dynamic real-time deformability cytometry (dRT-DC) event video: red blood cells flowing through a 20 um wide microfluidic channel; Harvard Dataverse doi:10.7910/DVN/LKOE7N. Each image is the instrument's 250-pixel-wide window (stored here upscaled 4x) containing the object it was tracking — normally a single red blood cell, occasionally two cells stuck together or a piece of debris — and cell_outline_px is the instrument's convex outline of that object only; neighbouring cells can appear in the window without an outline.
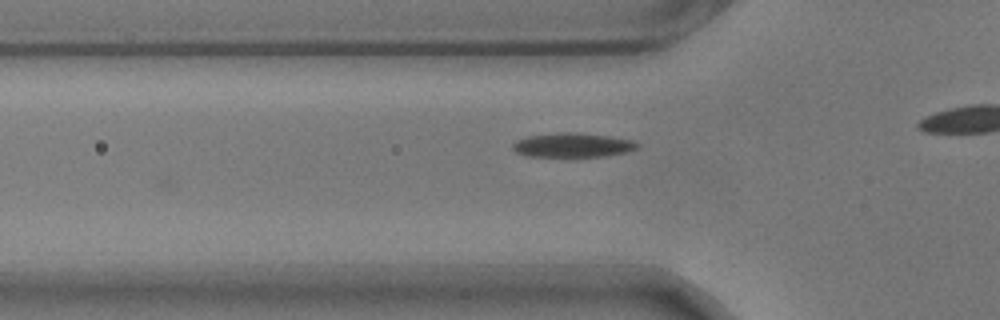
{"species": "common noctule bat (a hibernating species)", "species_latin": "Nyctalus noctula", "temperature_condition": "warm", "stored_images_in_passage": 14, "camera_frame_rate_fps": 3000, "um_per_image_px": 0.085, "animal": {"sex": "male", "body_mass_g": 17.9}, "frame": {"image": 1, "passage_image": 5, "time_ms": 1.333, "image_size_px": [1000, 320], "cell_outline_px": [[640, 148], [628, 152], [604, 156], [528, 156], [516, 152], [512, 148], [512, 144], [516, 140], [528, 136], [560, 132], [572, 132], [612, 136], [632, 140], [640, 144]], "centroid_in_image_um": [48.72, 12.33], "position_along_channel_um": 77.1, "area_um2": 17.69}}
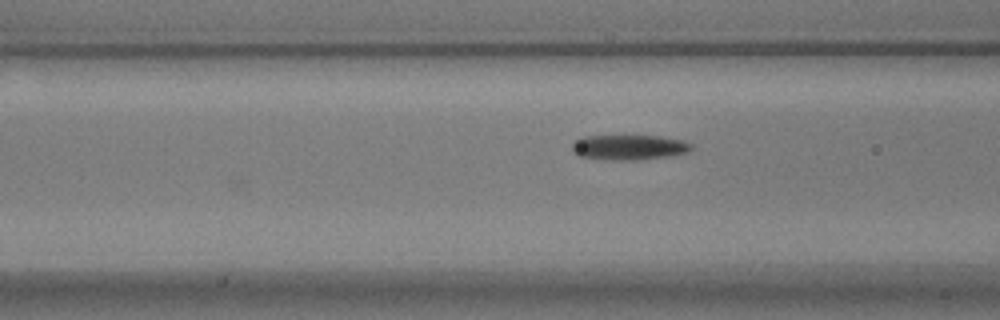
{"frame": {"image": 2, "passage_image": 8, "time_ms": 2.333, "image_size_px": [1000, 320], "cell_outline_px": [[692, 148], [688, 152], [668, 156], [640, 160], [604, 160], [580, 156], [572, 152], [572, 144], [576, 140], [584, 136], [660, 136], [684, 140], [692, 144]], "centroid_in_image_um": [53.47, 12.53], "position_along_channel_um": 113.1, "area_um2": 17.57}}
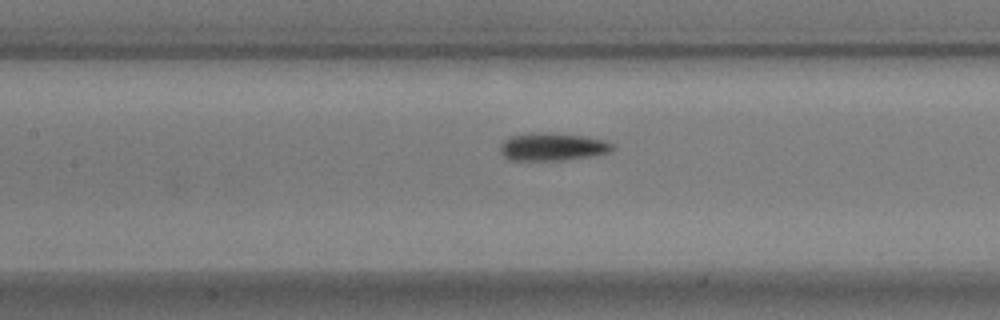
{"frame": {"image": 3, "passage_image": 12, "time_ms": 3.667, "image_size_px": [1000, 320], "cell_outline_px": [[612, 148], [608, 152], [592, 156], [564, 160], [508, 160], [500, 152], [500, 144], [504, 140], [512, 136], [532, 132], [544, 132], [584, 136], [604, 140], [612, 144]], "centroid_in_image_um": [46.91, 12.48], "position_along_channel_um": 160.5, "area_um2": 18.09}}